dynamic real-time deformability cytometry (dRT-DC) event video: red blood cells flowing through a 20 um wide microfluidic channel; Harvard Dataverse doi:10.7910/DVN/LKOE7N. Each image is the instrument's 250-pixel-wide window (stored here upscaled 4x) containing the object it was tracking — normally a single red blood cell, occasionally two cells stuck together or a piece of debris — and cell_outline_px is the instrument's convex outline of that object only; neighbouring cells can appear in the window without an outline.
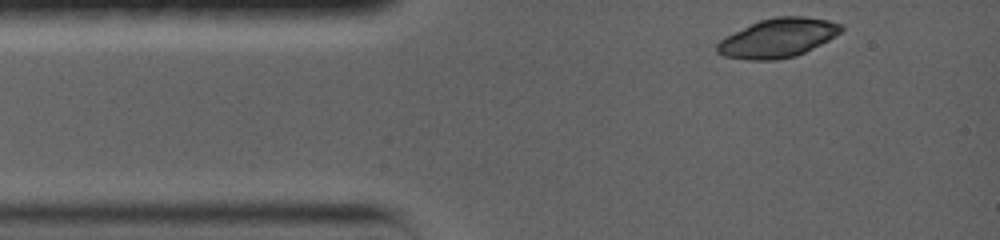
{"species": "common noctule bat (a hibernating species)", "species_latin": "Nyctalus noctula", "temperature_condition": "warm", "stored_images_in_passage": 4, "camera_frame_rate_fps": 5000, "um_per_image_px": 0.085, "animal": {"sex": "female", "body_mass_g": 19.0, "forearm_length_mm": 56.7}, "frame": {"image": 1, "passage_image": 1, "time_ms": 0.0, "image_size_px": [1000, 240], "cell_outline_px": [[844, 28], [840, 32], [828, 40], [796, 56], [776, 60], [748, 60], [724, 56], [716, 52], [716, 44], [720, 40], [760, 20], [776, 16], [804, 16], [828, 20], [844, 24]], "centroid_in_image_um": [66.14, 3.23], "position_along_channel_um": 18.9, "area_um2": 27.92}}